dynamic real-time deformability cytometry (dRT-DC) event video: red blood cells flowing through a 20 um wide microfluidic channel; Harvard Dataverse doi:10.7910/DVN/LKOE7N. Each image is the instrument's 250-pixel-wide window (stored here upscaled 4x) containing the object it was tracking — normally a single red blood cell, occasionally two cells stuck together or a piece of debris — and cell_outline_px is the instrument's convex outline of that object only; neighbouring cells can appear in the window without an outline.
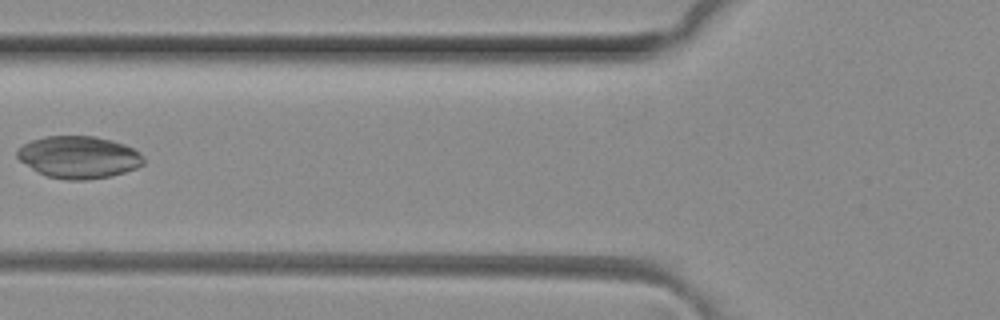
{"species": "common noctule bat (a hibernating species)", "species_latin": "Nyctalus noctula", "temperature_condition": "room temperature", "stored_images_in_passage": 5, "camera_frame_rate_fps": 3000, "um_per_image_px": 0.085, "animal": {"sex": "female", "body_mass_g": 29.2, "forearm_length_mm": 56.3}, "frame": {"image": 1, "passage_image": 5, "time_ms": 1.333, "image_size_px": [1000, 320], "cell_outline_px": [[144, 164], [136, 168], [112, 176], [84, 180], [68, 180], [48, 176], [32, 168], [20, 160], [16, 156], [16, 152], [24, 144], [32, 140], [44, 136], [96, 136], [112, 140], [124, 144], [140, 152], [144, 156]], "centroid_in_image_um": [6.73, 13.35], "position_along_channel_um": 119.1, "area_um2": 30.98}}